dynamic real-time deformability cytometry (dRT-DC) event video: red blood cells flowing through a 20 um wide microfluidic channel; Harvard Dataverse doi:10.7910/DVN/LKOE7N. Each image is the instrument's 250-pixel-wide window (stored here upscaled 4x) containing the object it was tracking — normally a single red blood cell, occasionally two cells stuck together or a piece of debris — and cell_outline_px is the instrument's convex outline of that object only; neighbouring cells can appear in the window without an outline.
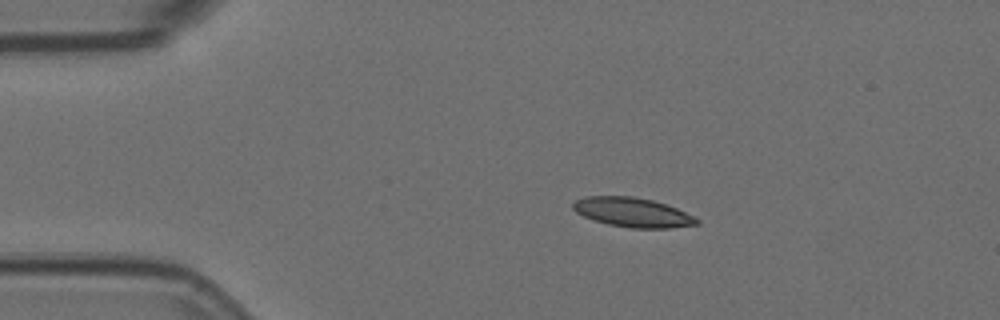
{"species": "Egyptian fruit bat (a non-hibernating species)", "species_latin": "Rousettus aegyptiacus", "temperature_condition": "room temperature", "stored_images_in_passage": 13, "camera_frame_rate_fps": 3000, "um_per_image_px": 0.085, "animal": {"sex": "female"}, "frame": {"image": 1, "passage_image": 1, "time_ms": 0.0, "image_size_px": [1000, 320], "cell_outline_px": [[700, 224], [668, 228], [632, 228], [608, 224], [584, 216], [576, 212], [572, 208], [572, 204], [576, 200], [584, 196], [632, 196], [652, 200], [676, 208], [700, 220]], "centroid_in_image_um": [53.76, 18.05], "position_along_channel_um": 31.2, "area_um2": 20.98}}
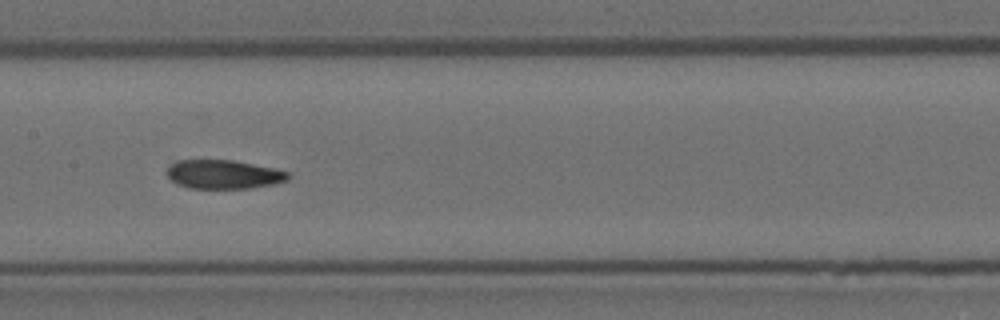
{"frame": {"image": 2, "passage_image": 6, "time_ms": 1.667, "image_size_px": [1000, 320], "cell_outline_px": [[288, 180], [276, 184], [248, 188], [188, 188], [176, 184], [168, 176], [168, 164], [180, 160], [232, 160], [272, 168], [288, 172]], "centroid_in_image_um": [18.98, 14.82], "position_along_channel_um": 188.4, "area_um2": 20.23}}
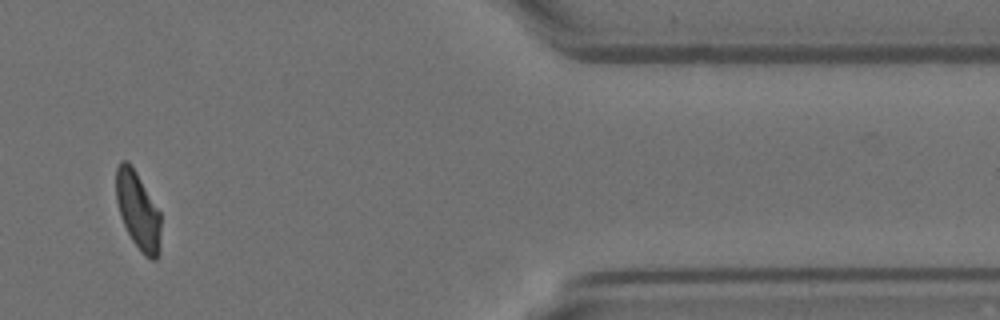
{"frame": {"image": 3, "passage_image": 11, "time_ms": 3.333, "image_size_px": [1000, 320], "cell_outline_px": [[160, 248], [156, 260], [148, 260], [144, 256], [132, 240], [120, 216], [116, 200], [116, 168], [120, 160], [128, 160], [136, 172], [160, 212]], "centroid_in_image_um": [11.72, 17.91], "position_along_channel_um": 399.7, "area_um2": 20.23}}